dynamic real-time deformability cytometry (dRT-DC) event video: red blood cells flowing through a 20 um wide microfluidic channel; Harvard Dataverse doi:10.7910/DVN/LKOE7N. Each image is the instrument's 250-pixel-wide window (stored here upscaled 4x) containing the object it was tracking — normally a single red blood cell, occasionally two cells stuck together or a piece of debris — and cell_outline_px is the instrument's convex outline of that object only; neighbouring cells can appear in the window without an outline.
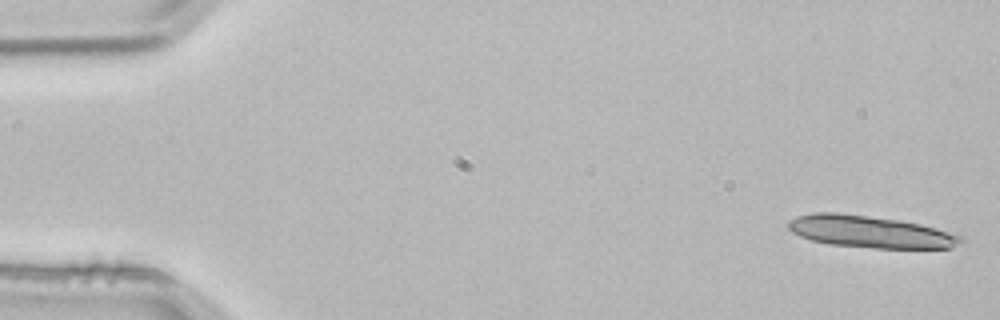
{"species": "common noctule bat (a hibernating species)", "species_latin": "Nyctalus noctula", "temperature_condition": "room temperature", "stored_images_in_passage": 4, "segment_of_instrument_passage": [1, 2], "camera_frame_rate_fps": 3000, "um_per_image_px": 0.085, "animal": {"sex": "male", "body_mass_g": 21.5, "forearm_length_mm": 52.0}, "frame": {"image": 1, "passage_image": 1, "time_ms": 0.0, "image_size_px": [1000, 320], "cell_outline_px": [[964, 240], [952, 248], [876, 248], [828, 244], [812, 240], [800, 236], [792, 232], [784, 224], [788, 220], [796, 216], [812, 212], [836, 212], [900, 220], [920, 224], [936, 228], [964, 236]], "centroid_in_image_um": [73.93, 19.69], "position_along_channel_um": 11.1, "area_um2": 32.43}}